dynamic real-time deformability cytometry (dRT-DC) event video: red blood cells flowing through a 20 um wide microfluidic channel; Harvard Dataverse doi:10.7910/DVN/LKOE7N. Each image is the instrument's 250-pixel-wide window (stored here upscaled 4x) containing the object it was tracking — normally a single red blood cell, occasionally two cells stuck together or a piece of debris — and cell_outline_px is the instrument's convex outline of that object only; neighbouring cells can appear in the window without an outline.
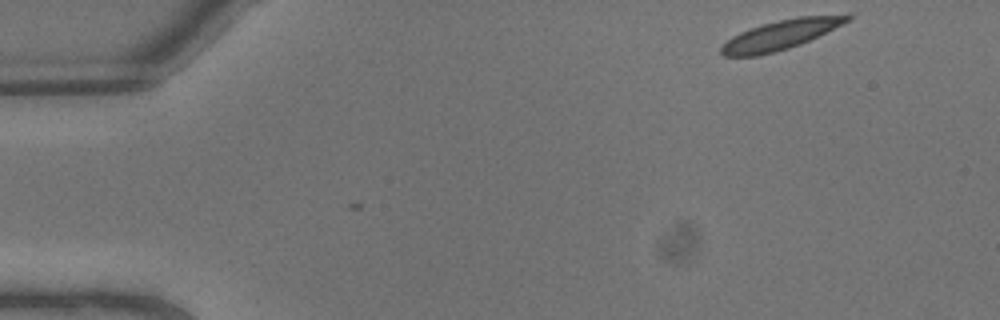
{"species": "common noctule bat (a hibernating species)", "species_latin": "Nyctalus noctula", "temperature_condition": "warm", "stored_images_in_passage": 8, "camera_frame_rate_fps": 3000, "um_per_image_px": 0.085, "animal": {"sex": "male", "body_mass_g": 13.3}, "frame": {"image": 1, "passage_image": 1, "time_ms": 0.0, "image_size_px": [1000, 320], "cell_outline_px": [[852, 20], [800, 44], [788, 48], [756, 56], [724, 56], [720, 52], [720, 48], [732, 36], [740, 32], [764, 24], [780, 20], [800, 16], [852, 12]], "centroid_in_image_um": [66.47, 2.92], "position_along_channel_um": 18.5, "area_um2": 21.68}}
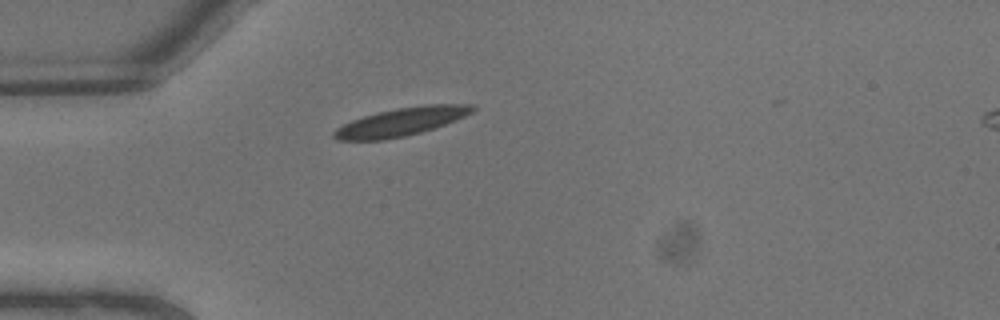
{"frame": {"image": 2, "passage_image": 5, "time_ms": 1.333, "image_size_px": [1000, 320], "cell_outline_px": [[476, 108], [472, 112], [456, 120], [420, 132], [404, 136], [384, 140], [336, 140], [332, 136], [332, 132], [336, 128], [352, 120], [376, 112], [396, 108], [428, 104], [472, 104]], "centroid_in_image_um": [34.07, 10.35], "position_along_channel_um": 50.9, "area_um2": 22.6}}
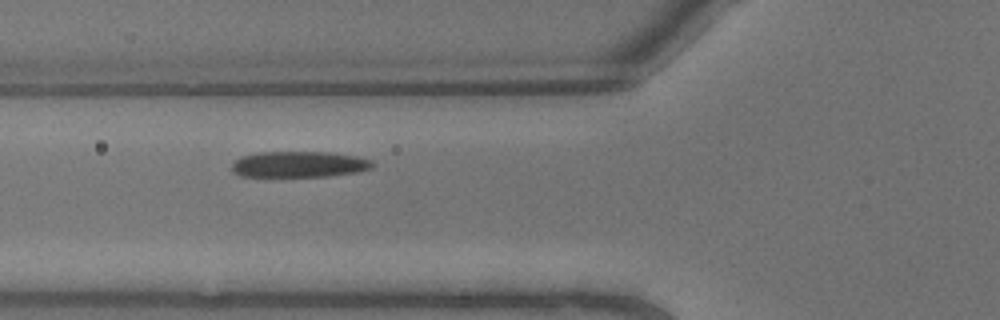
{"frame": {"image": 3, "passage_image": 7, "time_ms": 2.0, "image_size_px": [1000, 320], "cell_outline_px": [[376, 164], [372, 168], [360, 172], [328, 176], [240, 176], [232, 172], [232, 164], [240, 156], [256, 152], [332, 152], [356, 156], [372, 160]], "centroid_in_image_um": [25.45, 13.96], "position_along_channel_um": 100.3, "area_um2": 21.56}}